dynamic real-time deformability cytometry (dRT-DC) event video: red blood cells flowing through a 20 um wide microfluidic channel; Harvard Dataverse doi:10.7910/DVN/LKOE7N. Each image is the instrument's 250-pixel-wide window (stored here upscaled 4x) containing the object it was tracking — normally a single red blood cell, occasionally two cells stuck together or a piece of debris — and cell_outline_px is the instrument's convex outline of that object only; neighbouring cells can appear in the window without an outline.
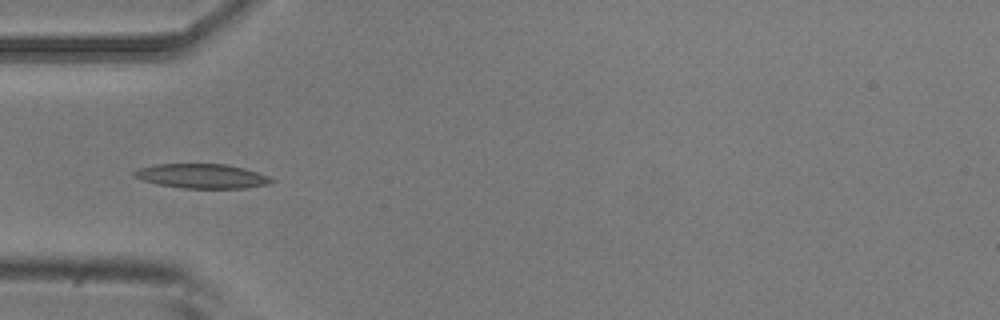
{"species": "common noctule bat (a hibernating species)", "species_latin": "Nyctalus noctula", "temperature_condition": "room temperature", "stored_images_in_passage": 2, "camera_frame_rate_fps": 3000, "um_per_image_px": 0.085, "animal": {"sex": "male", "body_mass_g": 20.5, "forearm_length_mm": 52.5}, "frame": {"image": 1, "passage_image": 2, "time_ms": 0.333, "image_size_px": [1000, 320], "cell_outline_px": [[276, 180], [268, 184], [244, 188], [184, 188], [156, 184], [132, 176], [132, 172], [136, 168], [156, 164], [224, 164], [244, 168], [268, 176]], "centroid_in_image_um": [17.12, 14.96], "position_along_channel_um": 67.9, "area_um2": 19.54}}